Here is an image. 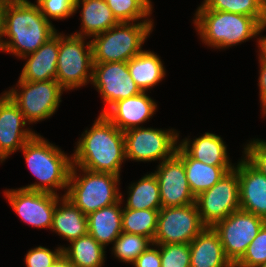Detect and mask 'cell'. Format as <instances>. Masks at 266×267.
<instances>
[{
    "instance_id": "60d3db41",
    "label": "cell",
    "mask_w": 266,
    "mask_h": 267,
    "mask_svg": "<svg viewBox=\"0 0 266 267\" xmlns=\"http://www.w3.org/2000/svg\"><path fill=\"white\" fill-rule=\"evenodd\" d=\"M4 9H5V0H0V50L4 33Z\"/></svg>"
},
{
    "instance_id": "7bdbcfd3",
    "label": "cell",
    "mask_w": 266,
    "mask_h": 267,
    "mask_svg": "<svg viewBox=\"0 0 266 267\" xmlns=\"http://www.w3.org/2000/svg\"><path fill=\"white\" fill-rule=\"evenodd\" d=\"M260 267H266V262H264Z\"/></svg>"
},
{
    "instance_id": "d590c367",
    "label": "cell",
    "mask_w": 266,
    "mask_h": 267,
    "mask_svg": "<svg viewBox=\"0 0 266 267\" xmlns=\"http://www.w3.org/2000/svg\"><path fill=\"white\" fill-rule=\"evenodd\" d=\"M64 246H59L55 250L38 246L30 249L24 258L26 267H51L54 262L63 254Z\"/></svg>"
},
{
    "instance_id": "7402d4cb",
    "label": "cell",
    "mask_w": 266,
    "mask_h": 267,
    "mask_svg": "<svg viewBox=\"0 0 266 267\" xmlns=\"http://www.w3.org/2000/svg\"><path fill=\"white\" fill-rule=\"evenodd\" d=\"M122 197L120 194L117 203L87 215L88 234L105 248L110 243L113 244L122 233Z\"/></svg>"
},
{
    "instance_id": "ac0fdd59",
    "label": "cell",
    "mask_w": 266,
    "mask_h": 267,
    "mask_svg": "<svg viewBox=\"0 0 266 267\" xmlns=\"http://www.w3.org/2000/svg\"><path fill=\"white\" fill-rule=\"evenodd\" d=\"M147 92L116 101L103 114L121 131L140 127L157 110V103Z\"/></svg>"
},
{
    "instance_id": "9c48e42d",
    "label": "cell",
    "mask_w": 266,
    "mask_h": 267,
    "mask_svg": "<svg viewBox=\"0 0 266 267\" xmlns=\"http://www.w3.org/2000/svg\"><path fill=\"white\" fill-rule=\"evenodd\" d=\"M176 129L136 127L124 132L126 159L138 162L162 161L172 157L179 144Z\"/></svg>"
},
{
    "instance_id": "44dd1931",
    "label": "cell",
    "mask_w": 266,
    "mask_h": 267,
    "mask_svg": "<svg viewBox=\"0 0 266 267\" xmlns=\"http://www.w3.org/2000/svg\"><path fill=\"white\" fill-rule=\"evenodd\" d=\"M189 137L179 141L178 145L193 159L212 166H235L227 155V146L221 136L205 132L193 141Z\"/></svg>"
},
{
    "instance_id": "9a60e30c",
    "label": "cell",
    "mask_w": 266,
    "mask_h": 267,
    "mask_svg": "<svg viewBox=\"0 0 266 267\" xmlns=\"http://www.w3.org/2000/svg\"><path fill=\"white\" fill-rule=\"evenodd\" d=\"M157 177L162 207H176L195 203L185 173L183 160L175 153L162 161L153 172Z\"/></svg>"
},
{
    "instance_id": "30bf717a",
    "label": "cell",
    "mask_w": 266,
    "mask_h": 267,
    "mask_svg": "<svg viewBox=\"0 0 266 267\" xmlns=\"http://www.w3.org/2000/svg\"><path fill=\"white\" fill-rule=\"evenodd\" d=\"M195 203L206 227H213L232 212L240 209L239 178L237 165L214 184L200 193Z\"/></svg>"
},
{
    "instance_id": "52a82bcc",
    "label": "cell",
    "mask_w": 266,
    "mask_h": 267,
    "mask_svg": "<svg viewBox=\"0 0 266 267\" xmlns=\"http://www.w3.org/2000/svg\"><path fill=\"white\" fill-rule=\"evenodd\" d=\"M75 34L59 33L56 81L65 91L81 88L92 81L93 55L91 40Z\"/></svg>"
},
{
    "instance_id": "f546056e",
    "label": "cell",
    "mask_w": 266,
    "mask_h": 267,
    "mask_svg": "<svg viewBox=\"0 0 266 267\" xmlns=\"http://www.w3.org/2000/svg\"><path fill=\"white\" fill-rule=\"evenodd\" d=\"M159 210L123 209L122 232L142 235L154 240Z\"/></svg>"
},
{
    "instance_id": "5bb4252c",
    "label": "cell",
    "mask_w": 266,
    "mask_h": 267,
    "mask_svg": "<svg viewBox=\"0 0 266 267\" xmlns=\"http://www.w3.org/2000/svg\"><path fill=\"white\" fill-rule=\"evenodd\" d=\"M91 84L100 93L106 105L101 114L116 101L142 92L130 76L127 62L93 64Z\"/></svg>"
},
{
    "instance_id": "8992f818",
    "label": "cell",
    "mask_w": 266,
    "mask_h": 267,
    "mask_svg": "<svg viewBox=\"0 0 266 267\" xmlns=\"http://www.w3.org/2000/svg\"><path fill=\"white\" fill-rule=\"evenodd\" d=\"M154 21L119 22L91 40L93 64L128 62L142 52Z\"/></svg>"
},
{
    "instance_id": "f35d334b",
    "label": "cell",
    "mask_w": 266,
    "mask_h": 267,
    "mask_svg": "<svg viewBox=\"0 0 266 267\" xmlns=\"http://www.w3.org/2000/svg\"><path fill=\"white\" fill-rule=\"evenodd\" d=\"M259 61V78H258V86H259V97L262 108V117L266 116V64L263 63L260 59Z\"/></svg>"
},
{
    "instance_id": "cb8c5ba5",
    "label": "cell",
    "mask_w": 266,
    "mask_h": 267,
    "mask_svg": "<svg viewBox=\"0 0 266 267\" xmlns=\"http://www.w3.org/2000/svg\"><path fill=\"white\" fill-rule=\"evenodd\" d=\"M50 230L70 243L88 234L87 216L63 196L56 204Z\"/></svg>"
},
{
    "instance_id": "4fadbf2b",
    "label": "cell",
    "mask_w": 266,
    "mask_h": 267,
    "mask_svg": "<svg viewBox=\"0 0 266 267\" xmlns=\"http://www.w3.org/2000/svg\"><path fill=\"white\" fill-rule=\"evenodd\" d=\"M4 196L24 223L38 229H51L56 204L63 197L23 188L4 190Z\"/></svg>"
},
{
    "instance_id": "603a6c76",
    "label": "cell",
    "mask_w": 266,
    "mask_h": 267,
    "mask_svg": "<svg viewBox=\"0 0 266 267\" xmlns=\"http://www.w3.org/2000/svg\"><path fill=\"white\" fill-rule=\"evenodd\" d=\"M80 5L82 8L81 28L78 32L73 33L75 35L92 39L93 36L107 31L119 23L104 0H76L74 13L80 8Z\"/></svg>"
},
{
    "instance_id": "4316f807",
    "label": "cell",
    "mask_w": 266,
    "mask_h": 267,
    "mask_svg": "<svg viewBox=\"0 0 266 267\" xmlns=\"http://www.w3.org/2000/svg\"><path fill=\"white\" fill-rule=\"evenodd\" d=\"M105 247L91 235L79 237L63 248V255L74 267H102L105 263Z\"/></svg>"
},
{
    "instance_id": "f1b7e54d",
    "label": "cell",
    "mask_w": 266,
    "mask_h": 267,
    "mask_svg": "<svg viewBox=\"0 0 266 267\" xmlns=\"http://www.w3.org/2000/svg\"><path fill=\"white\" fill-rule=\"evenodd\" d=\"M197 10H216L254 17L266 29V0H204Z\"/></svg>"
},
{
    "instance_id": "8fae6325",
    "label": "cell",
    "mask_w": 266,
    "mask_h": 267,
    "mask_svg": "<svg viewBox=\"0 0 266 267\" xmlns=\"http://www.w3.org/2000/svg\"><path fill=\"white\" fill-rule=\"evenodd\" d=\"M206 226L196 203L162 207L158 213L154 244H189Z\"/></svg>"
},
{
    "instance_id": "ffe728a7",
    "label": "cell",
    "mask_w": 266,
    "mask_h": 267,
    "mask_svg": "<svg viewBox=\"0 0 266 267\" xmlns=\"http://www.w3.org/2000/svg\"><path fill=\"white\" fill-rule=\"evenodd\" d=\"M190 267H234L226 257L219 234L205 227L190 243Z\"/></svg>"
},
{
    "instance_id": "277c9868",
    "label": "cell",
    "mask_w": 266,
    "mask_h": 267,
    "mask_svg": "<svg viewBox=\"0 0 266 267\" xmlns=\"http://www.w3.org/2000/svg\"><path fill=\"white\" fill-rule=\"evenodd\" d=\"M193 24L202 43L215 49L257 38L265 30L254 17L216 10H196Z\"/></svg>"
},
{
    "instance_id": "8d00e7d4",
    "label": "cell",
    "mask_w": 266,
    "mask_h": 267,
    "mask_svg": "<svg viewBox=\"0 0 266 267\" xmlns=\"http://www.w3.org/2000/svg\"><path fill=\"white\" fill-rule=\"evenodd\" d=\"M243 149V155L266 176V141L253 139Z\"/></svg>"
},
{
    "instance_id": "5b68a950",
    "label": "cell",
    "mask_w": 266,
    "mask_h": 267,
    "mask_svg": "<svg viewBox=\"0 0 266 267\" xmlns=\"http://www.w3.org/2000/svg\"><path fill=\"white\" fill-rule=\"evenodd\" d=\"M120 180V176L111 173L93 172L72 165L68 189L63 196L87 216L120 200Z\"/></svg>"
},
{
    "instance_id": "ab89813d",
    "label": "cell",
    "mask_w": 266,
    "mask_h": 267,
    "mask_svg": "<svg viewBox=\"0 0 266 267\" xmlns=\"http://www.w3.org/2000/svg\"><path fill=\"white\" fill-rule=\"evenodd\" d=\"M260 37L257 38V44H258V48H259V51H258V58L266 64V36H263V35H259Z\"/></svg>"
},
{
    "instance_id": "d4e9b609",
    "label": "cell",
    "mask_w": 266,
    "mask_h": 267,
    "mask_svg": "<svg viewBox=\"0 0 266 267\" xmlns=\"http://www.w3.org/2000/svg\"><path fill=\"white\" fill-rule=\"evenodd\" d=\"M176 154L183 160L186 177L192 194L197 197L210 189L235 166H212L190 157L179 145Z\"/></svg>"
},
{
    "instance_id": "4dcf8cb0",
    "label": "cell",
    "mask_w": 266,
    "mask_h": 267,
    "mask_svg": "<svg viewBox=\"0 0 266 267\" xmlns=\"http://www.w3.org/2000/svg\"><path fill=\"white\" fill-rule=\"evenodd\" d=\"M118 22L153 21L151 0H104Z\"/></svg>"
},
{
    "instance_id": "e575fe53",
    "label": "cell",
    "mask_w": 266,
    "mask_h": 267,
    "mask_svg": "<svg viewBox=\"0 0 266 267\" xmlns=\"http://www.w3.org/2000/svg\"><path fill=\"white\" fill-rule=\"evenodd\" d=\"M75 2L76 0H36L41 13L49 22H52L50 19L65 20L75 14Z\"/></svg>"
},
{
    "instance_id": "b9f144b4",
    "label": "cell",
    "mask_w": 266,
    "mask_h": 267,
    "mask_svg": "<svg viewBox=\"0 0 266 267\" xmlns=\"http://www.w3.org/2000/svg\"><path fill=\"white\" fill-rule=\"evenodd\" d=\"M51 267H74L69 260L62 254Z\"/></svg>"
},
{
    "instance_id": "2e32d148",
    "label": "cell",
    "mask_w": 266,
    "mask_h": 267,
    "mask_svg": "<svg viewBox=\"0 0 266 267\" xmlns=\"http://www.w3.org/2000/svg\"><path fill=\"white\" fill-rule=\"evenodd\" d=\"M18 106L5 93L0 96V163L20 150L37 133L27 126Z\"/></svg>"
},
{
    "instance_id": "d6a6232c",
    "label": "cell",
    "mask_w": 266,
    "mask_h": 267,
    "mask_svg": "<svg viewBox=\"0 0 266 267\" xmlns=\"http://www.w3.org/2000/svg\"><path fill=\"white\" fill-rule=\"evenodd\" d=\"M264 262H266V223L234 267H260Z\"/></svg>"
},
{
    "instance_id": "1f68e13d",
    "label": "cell",
    "mask_w": 266,
    "mask_h": 267,
    "mask_svg": "<svg viewBox=\"0 0 266 267\" xmlns=\"http://www.w3.org/2000/svg\"><path fill=\"white\" fill-rule=\"evenodd\" d=\"M153 241L150 238L133 233L122 232L112 246V254L124 263L133 264Z\"/></svg>"
},
{
    "instance_id": "ba28073f",
    "label": "cell",
    "mask_w": 266,
    "mask_h": 267,
    "mask_svg": "<svg viewBox=\"0 0 266 267\" xmlns=\"http://www.w3.org/2000/svg\"><path fill=\"white\" fill-rule=\"evenodd\" d=\"M64 91L56 80L30 82L19 79L14 88L4 92L18 106L28 125H32L55 114Z\"/></svg>"
},
{
    "instance_id": "836d02e7",
    "label": "cell",
    "mask_w": 266,
    "mask_h": 267,
    "mask_svg": "<svg viewBox=\"0 0 266 267\" xmlns=\"http://www.w3.org/2000/svg\"><path fill=\"white\" fill-rule=\"evenodd\" d=\"M160 248L161 267H190L189 244H157Z\"/></svg>"
},
{
    "instance_id": "7a4b0ae2",
    "label": "cell",
    "mask_w": 266,
    "mask_h": 267,
    "mask_svg": "<svg viewBox=\"0 0 266 267\" xmlns=\"http://www.w3.org/2000/svg\"><path fill=\"white\" fill-rule=\"evenodd\" d=\"M72 158L74 166L120 176L122 163L127 160L124 132L100 113L77 140Z\"/></svg>"
},
{
    "instance_id": "e0dca14e",
    "label": "cell",
    "mask_w": 266,
    "mask_h": 267,
    "mask_svg": "<svg viewBox=\"0 0 266 267\" xmlns=\"http://www.w3.org/2000/svg\"><path fill=\"white\" fill-rule=\"evenodd\" d=\"M237 164L240 209L266 220V176L244 155Z\"/></svg>"
},
{
    "instance_id": "74e56055",
    "label": "cell",
    "mask_w": 266,
    "mask_h": 267,
    "mask_svg": "<svg viewBox=\"0 0 266 267\" xmlns=\"http://www.w3.org/2000/svg\"><path fill=\"white\" fill-rule=\"evenodd\" d=\"M133 267H161L160 248L152 243L143 253H141L134 263Z\"/></svg>"
},
{
    "instance_id": "3957f363",
    "label": "cell",
    "mask_w": 266,
    "mask_h": 267,
    "mask_svg": "<svg viewBox=\"0 0 266 267\" xmlns=\"http://www.w3.org/2000/svg\"><path fill=\"white\" fill-rule=\"evenodd\" d=\"M20 151L30 172L39 181L20 188L56 195H59L57 190L68 189L73 165L72 154L66 155L67 153L40 134L27 141Z\"/></svg>"
},
{
    "instance_id": "d6986e66",
    "label": "cell",
    "mask_w": 266,
    "mask_h": 267,
    "mask_svg": "<svg viewBox=\"0 0 266 267\" xmlns=\"http://www.w3.org/2000/svg\"><path fill=\"white\" fill-rule=\"evenodd\" d=\"M58 53L59 32H56L37 51L22 57L27 61L19 79L30 82L56 80Z\"/></svg>"
},
{
    "instance_id": "83f0119b",
    "label": "cell",
    "mask_w": 266,
    "mask_h": 267,
    "mask_svg": "<svg viewBox=\"0 0 266 267\" xmlns=\"http://www.w3.org/2000/svg\"><path fill=\"white\" fill-rule=\"evenodd\" d=\"M127 192L129 195L123 209L160 210L162 208L159 185L153 172L145 174L136 183L130 184Z\"/></svg>"
},
{
    "instance_id": "484cf974",
    "label": "cell",
    "mask_w": 266,
    "mask_h": 267,
    "mask_svg": "<svg viewBox=\"0 0 266 267\" xmlns=\"http://www.w3.org/2000/svg\"><path fill=\"white\" fill-rule=\"evenodd\" d=\"M164 63L153 51L144 50L127 62L129 74L142 92L155 87L166 76Z\"/></svg>"
},
{
    "instance_id": "6da1fadb",
    "label": "cell",
    "mask_w": 266,
    "mask_h": 267,
    "mask_svg": "<svg viewBox=\"0 0 266 267\" xmlns=\"http://www.w3.org/2000/svg\"><path fill=\"white\" fill-rule=\"evenodd\" d=\"M56 32L37 3L29 0H5L1 52L22 58L37 51Z\"/></svg>"
},
{
    "instance_id": "7c38bea8",
    "label": "cell",
    "mask_w": 266,
    "mask_h": 267,
    "mask_svg": "<svg viewBox=\"0 0 266 267\" xmlns=\"http://www.w3.org/2000/svg\"><path fill=\"white\" fill-rule=\"evenodd\" d=\"M265 223L264 218L239 209L213 226L219 234L226 257L233 265L244 255Z\"/></svg>"
}]
</instances>
